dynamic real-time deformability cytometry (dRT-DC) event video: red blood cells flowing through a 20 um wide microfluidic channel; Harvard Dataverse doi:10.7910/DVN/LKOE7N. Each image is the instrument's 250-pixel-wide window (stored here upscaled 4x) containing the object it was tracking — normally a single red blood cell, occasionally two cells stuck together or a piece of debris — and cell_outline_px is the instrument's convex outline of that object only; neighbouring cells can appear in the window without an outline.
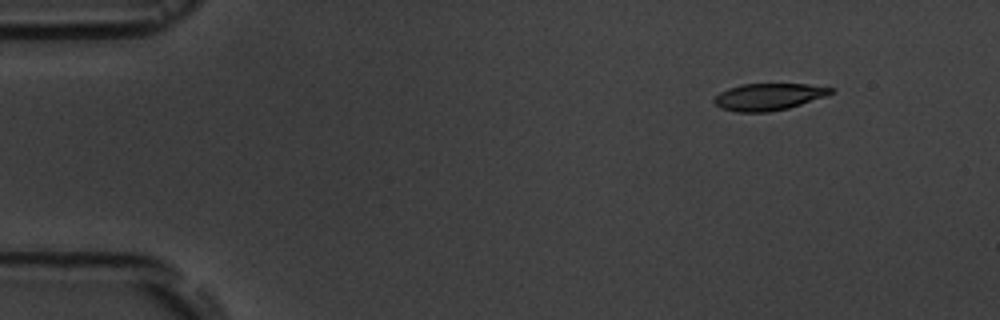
{"species": "common noctule bat (a hibernating species)", "species_latin": "Nyctalus noctula", "temperature_condition": "room temperature", "stored_images_in_passage": 5, "camera_frame_rate_fps": 3000, "um_per_image_px": 0.085, "animal": {"sex": "male", "body_mass_g": 19.5, "forearm_length_mm": 54.6}, "frame": {"image": 1, "passage_image": 2, "time_ms": 1.333, "image_size_px": [1000, 320], "cell_outline_px": [[832, 92], [828, 96], [788, 108], [768, 112], [736, 112], [720, 108], [712, 100], [720, 92], [728, 88], [740, 84], [808, 84], [832, 88]], "centroid_in_image_um": [65.31, 8.23], "position_along_channel_um": 19.7, "area_um2": 18.32}}
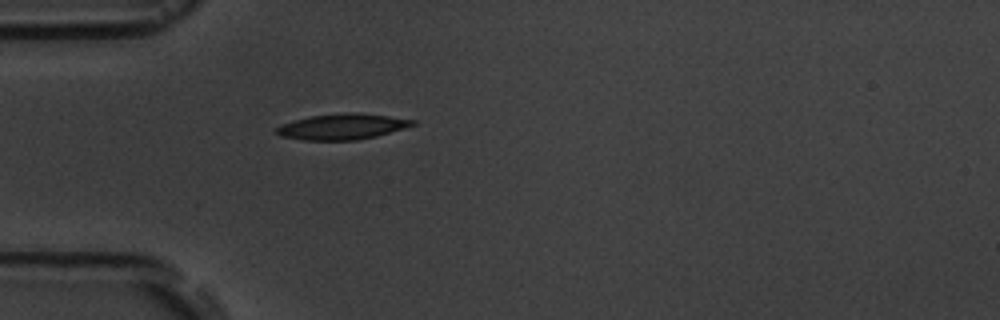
{"frame": {"image": 2, "passage_image": 5, "time_ms": 4.667, "image_size_px": [1000, 320], "cell_outline_px": [[416, 124], [404, 128], [376, 136], [356, 140], [304, 140], [280, 136], [276, 132], [276, 128], [284, 124], [296, 120], [312, 116], [344, 112], [356, 112], [388, 116], [416, 120]], "centroid_in_image_um": [29.12, 10.76], "position_along_channel_um": 55.9, "area_um2": 20.17}}